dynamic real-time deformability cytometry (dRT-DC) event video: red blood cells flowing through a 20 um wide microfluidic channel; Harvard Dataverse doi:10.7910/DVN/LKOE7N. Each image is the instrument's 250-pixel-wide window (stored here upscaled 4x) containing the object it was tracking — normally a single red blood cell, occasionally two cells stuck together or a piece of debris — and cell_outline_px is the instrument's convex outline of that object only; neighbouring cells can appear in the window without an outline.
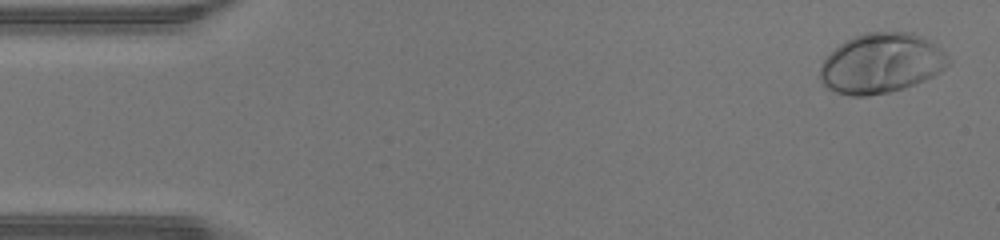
{"species": "human", "species_latin": "Homo sapiens", "temperature_condition": "warm", "stored_images_in_passage": 42, "camera_frame_rate_fps": 3000, "um_per_image_px": 0.085, "donor": {"sex": "male"}, "frame": {"image": 1, "passage_image": 2, "time_ms": 0.333, "image_size_px": [1000, 240], "cell_outline_px": [[952, 60], [940, 72], [924, 80], [904, 88], [888, 92], [868, 96], [852, 96], [836, 92], [828, 88], [820, 80], [820, 64], [840, 44], [864, 32], [912, 32], [928, 40], [944, 52]], "centroid_in_image_um": [74.9, 5.39], "position_along_channel_um": 10.1, "area_um2": 44.45}}
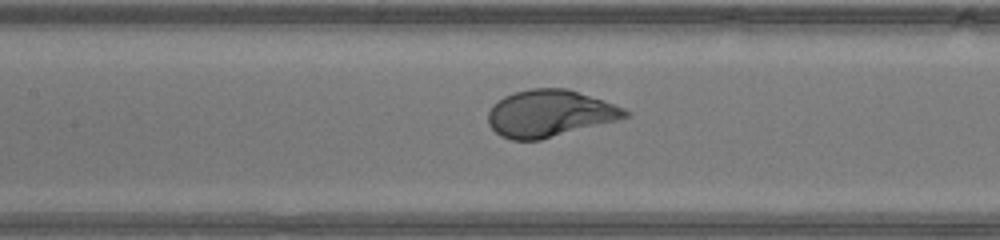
{"frame": {"image": 2, "passage_image": 21, "time_ms": 6.667, "image_size_px": [1000, 240], "cell_outline_px": [[632, 112], [628, 116], [616, 120], [540, 140], [512, 140], [500, 136], [488, 124], [488, 112], [492, 104], [504, 96], [516, 92], [532, 88], [568, 88], [604, 100], [624, 108]], "centroid_in_image_um": [46.7, 9.63], "position_along_channel_um": 160.7, "area_um2": 37.4}}
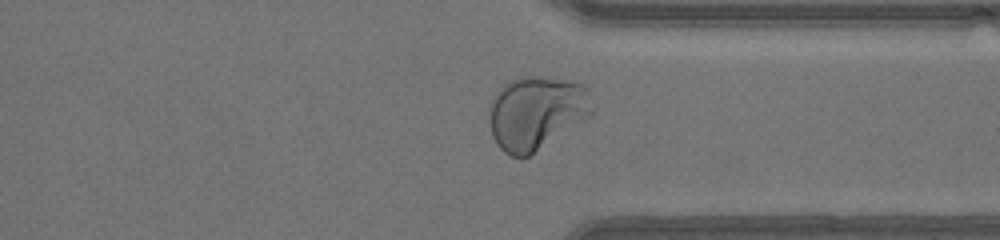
{"frame": {"image": 3, "passage_image": 35, "time_ms": 11.333, "image_size_px": [1000, 240], "cell_outline_px": [[592, 116], [528, 156], [512, 156], [504, 152], [500, 148], [492, 136], [492, 100], [496, 92], [508, 80], [520, 76], [540, 76], [564, 80], [584, 84], [588, 88], [592, 112]], "centroid_in_image_um": [45.63, 9.56], "position_along_channel_um": 365.8, "area_um2": 43.64}}